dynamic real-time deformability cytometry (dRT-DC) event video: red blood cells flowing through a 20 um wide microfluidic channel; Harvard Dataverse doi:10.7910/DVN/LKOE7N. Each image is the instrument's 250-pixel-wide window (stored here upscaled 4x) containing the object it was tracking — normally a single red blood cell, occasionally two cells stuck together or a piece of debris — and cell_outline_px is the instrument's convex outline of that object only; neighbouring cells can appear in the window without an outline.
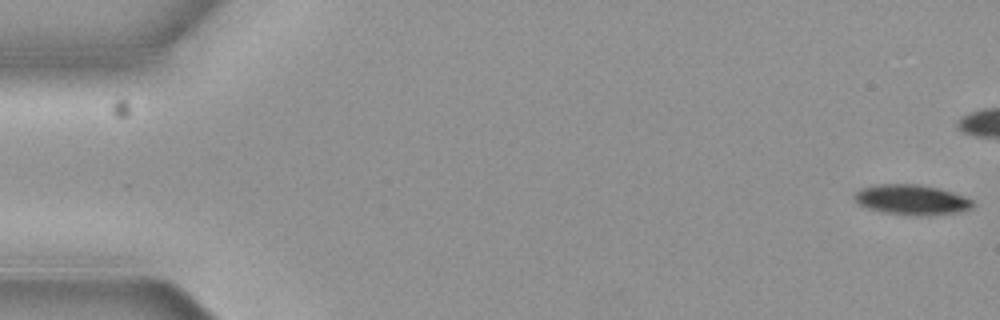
{"species": "common noctule bat (a hibernating species)", "species_latin": "Nyctalus noctula", "temperature_condition": "cold", "stored_images_in_passage": 9, "camera_frame_rate_fps": 3000, "um_per_image_px": 0.085, "animal": {"sex": "female", "body_mass_g": 19.3, "forearm_length_mm": 54.1}, "frame": {"image": 1, "passage_image": 1, "time_ms": 0.0, "image_size_px": [1000, 320], "cell_outline_px": [[972, 204], [968, 208], [956, 212], [928, 216], [888, 212], [868, 208], [860, 204], [852, 196], [860, 188], [876, 184], [920, 184], [952, 192], [972, 200]], "centroid_in_image_um": [77.44, 16.95], "position_along_channel_um": 7.6, "area_um2": 20.23}}